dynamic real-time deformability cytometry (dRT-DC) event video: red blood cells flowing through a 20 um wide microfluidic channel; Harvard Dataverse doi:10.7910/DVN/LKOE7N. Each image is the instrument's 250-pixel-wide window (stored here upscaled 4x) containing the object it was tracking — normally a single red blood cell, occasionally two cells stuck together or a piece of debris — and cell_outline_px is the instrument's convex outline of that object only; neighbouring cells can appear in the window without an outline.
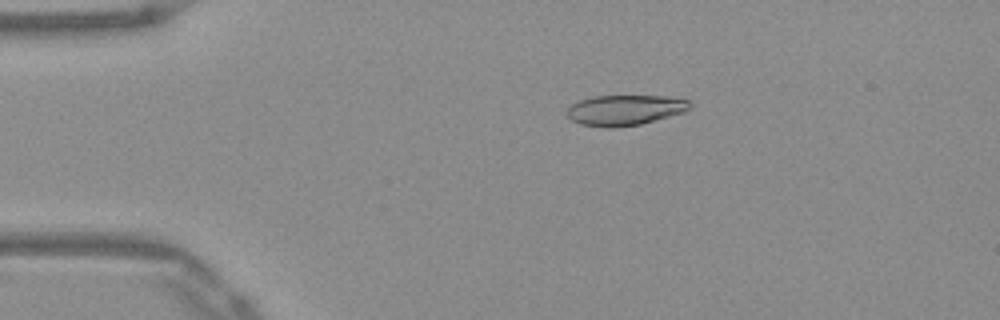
{"species": "Egyptian fruit bat (a non-hibernating species)", "species_latin": "Rousettus aegyptiacus", "temperature_condition": "warm", "stored_images_in_passage": 51, "camera_frame_rate_fps": 3000, "um_per_image_px": 0.085, "frame": {"image": 1, "passage_image": 10, "time_ms": 3.0, "image_size_px": [1000, 320], "cell_outline_px": [[692, 108], [684, 112], [640, 124], [616, 128], [608, 128], [580, 124], [572, 120], [568, 116], [568, 108], [572, 104], [580, 100], [592, 96], [664, 96], [688, 100], [692, 104]], "centroid_in_image_um": [53.13, 9.36], "position_along_channel_um": 31.9, "area_um2": 21.73}}
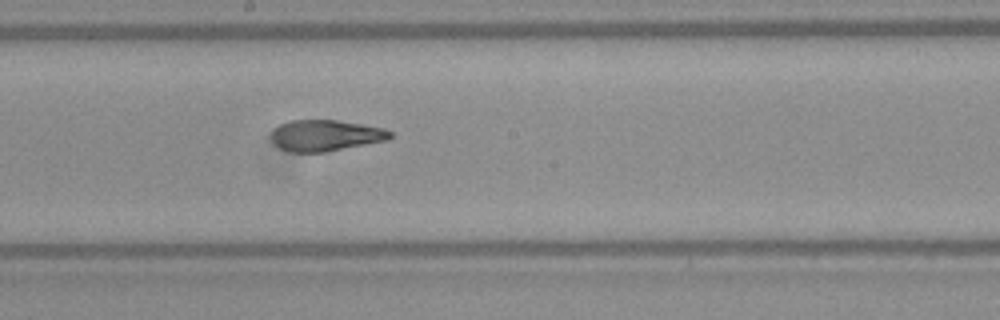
{"frame": {"image": 2, "passage_image": 28, "time_ms": 9.0, "image_size_px": [1000, 320], "cell_outline_px": [[392, 136], [388, 140], [324, 152], [288, 152], [280, 148], [272, 140], [272, 132], [280, 124], [288, 120], [336, 120], [384, 128], [392, 132]], "centroid_in_image_um": [27.67, 11.51], "position_along_channel_um": 220.5, "area_um2": 21.44}}
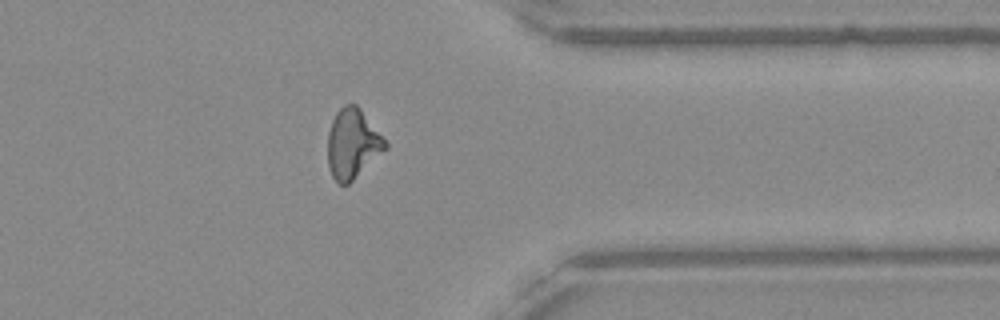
{"frame": {"image": 3, "passage_image": 41, "time_ms": 13.333, "image_size_px": [1000, 320], "cell_outline_px": [[388, 148], [348, 184], [340, 184], [332, 176], [328, 168], [328, 132], [332, 120], [336, 112], [344, 104], [356, 104], [360, 108], [388, 144]], "centroid_in_image_um": [29.96, 12.21], "position_along_channel_um": 381.4, "area_um2": 23.18}, "authors_computed_cell_mechanics": {"area_um2": 22.542, "velocity_mm_per_s": 3.9385, "shape_relaxation_time_tau1_ms": 8.1541, "shape_relaxation_time_tau2_ms": 1.4058, "deformation_change_tau1": 0.255, "deformation_change_tau2": 0.0708}}